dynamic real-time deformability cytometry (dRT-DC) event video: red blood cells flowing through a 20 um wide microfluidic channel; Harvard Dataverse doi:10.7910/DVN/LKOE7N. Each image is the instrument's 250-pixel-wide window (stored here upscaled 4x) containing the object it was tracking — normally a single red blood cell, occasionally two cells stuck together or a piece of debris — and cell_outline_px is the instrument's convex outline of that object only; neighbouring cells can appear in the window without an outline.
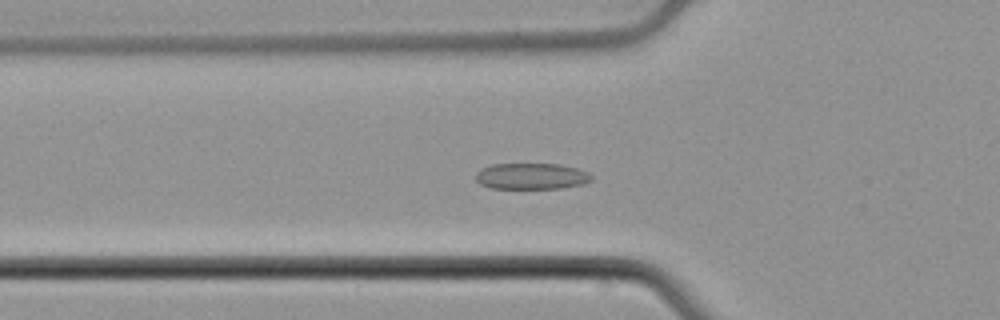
{"species": "common noctule bat (a hibernating species)", "species_latin": "Nyctalus noctula", "temperature_condition": "cold", "stored_images_in_passage": 57, "segment_of_instrument_passage": [1, 2], "camera_frame_rate_fps": 3000, "um_per_image_px": 0.085, "animal": {"sex": "male", "body_mass_g": 21.5, "forearm_length_mm": 52.0}, "frame": {"image": 1, "passage_image": 20, "time_ms": 6.333, "image_size_px": [1000, 320], "cell_outline_px": [[592, 180], [584, 184], [560, 188], [492, 188], [480, 184], [476, 180], [476, 172], [480, 168], [492, 164], [560, 164], [576, 168], [588, 172], [592, 176]], "centroid_in_image_um": [45.17, 14.97], "position_along_channel_um": 80.6, "area_um2": 17.69}}
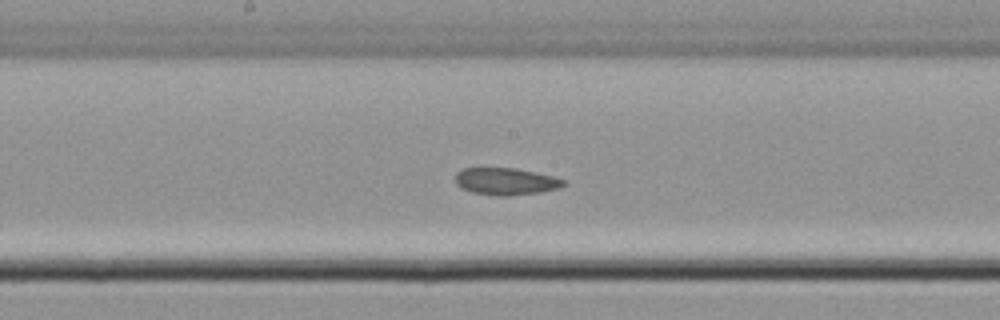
{"frame": {"image": 2, "passage_image": 30, "time_ms": 9.667, "image_size_px": [1000, 320], "cell_outline_px": [[568, 184], [560, 188], [536, 192], [508, 196], [496, 196], [472, 192], [460, 188], [456, 184], [456, 172], [464, 168], [516, 168], [556, 176], [564, 180]], "centroid_in_image_um": [43.01, 15.41], "position_along_channel_um": 205.2, "area_um2": 17.22}}
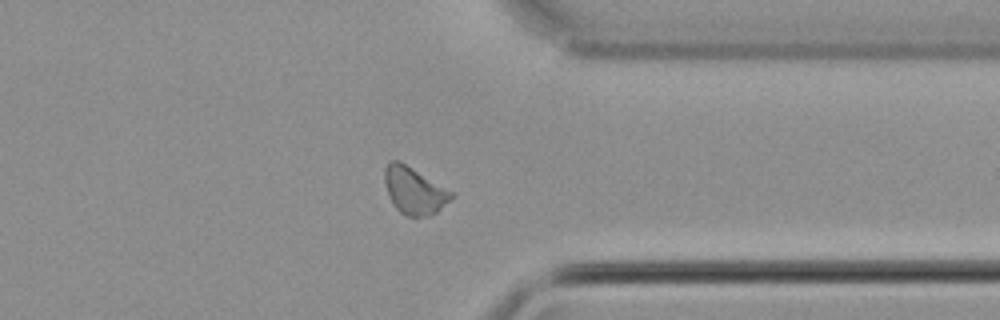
{"frame": {"image": 3, "passage_image": 44, "time_ms": 14.333, "image_size_px": [1000, 320], "cell_outline_px": [[456, 196], [436, 212], [428, 216], [404, 216], [396, 208], [388, 196], [384, 184], [384, 168], [388, 160], [400, 160], [456, 192]], "centroid_in_image_um": [35.23, 16.17], "position_along_channel_um": 376.2, "area_um2": 18.9}}